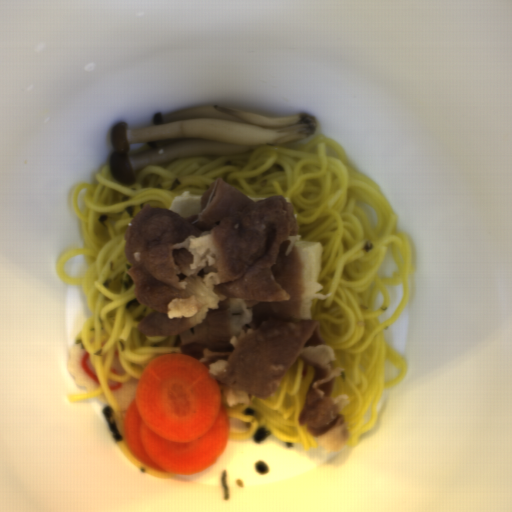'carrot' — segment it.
Wrapping results in <instances>:
<instances>
[{
  "label": "carrot",
  "instance_id": "obj_1",
  "mask_svg": "<svg viewBox=\"0 0 512 512\" xmlns=\"http://www.w3.org/2000/svg\"><path fill=\"white\" fill-rule=\"evenodd\" d=\"M230 429L222 386L206 365L169 353L144 367L126 405L122 440L146 467L188 477L222 456Z\"/></svg>",
  "mask_w": 512,
  "mask_h": 512
}]
</instances>
